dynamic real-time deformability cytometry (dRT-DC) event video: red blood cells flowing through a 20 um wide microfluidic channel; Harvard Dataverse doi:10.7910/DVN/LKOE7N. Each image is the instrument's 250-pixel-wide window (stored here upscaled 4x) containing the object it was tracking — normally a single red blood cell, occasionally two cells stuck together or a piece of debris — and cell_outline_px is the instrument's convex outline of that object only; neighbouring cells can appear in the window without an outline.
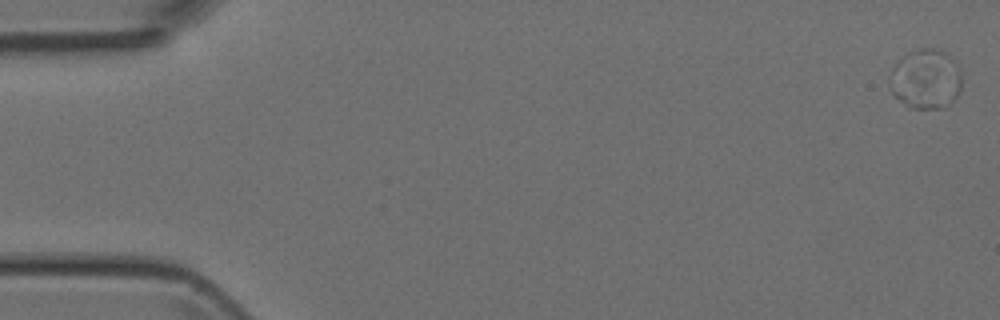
{"species": "Egyptian fruit bat (a non-hibernating species)", "species_latin": "Rousettus aegyptiacus", "temperature_condition": "room temperature", "stored_images_in_passage": 50, "camera_frame_rate_fps": 3000, "um_per_image_px": 0.085, "animal": {"sex": "female"}, "frame": {"image": 1, "passage_image": 1, "time_ms": 0.0, "image_size_px": [1000, 320], "cell_outline_px": [[960, 92], [944, 108], [912, 108], [900, 100], [892, 92], [888, 80], [888, 76], [892, 68], [904, 56], [920, 48], [932, 48], [944, 52], [956, 60], [960, 68]], "centroid_in_image_um": [78.7, 6.71], "position_along_channel_um": 6.3, "area_um2": 24.91}}
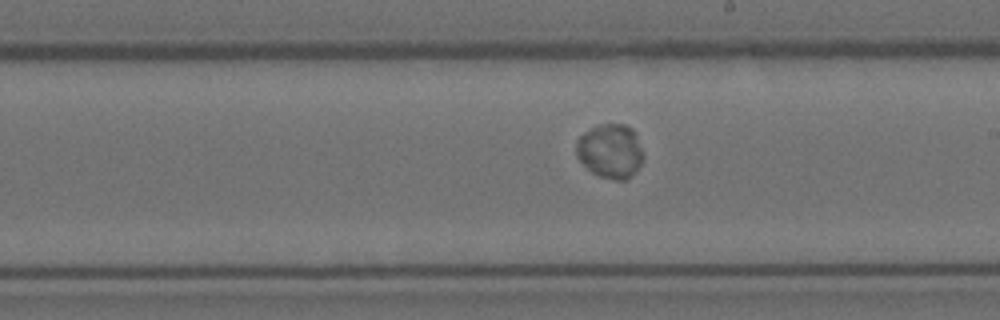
{"frame": {"image": 2, "passage_image": 29, "time_ms": 9.333, "image_size_px": [1000, 320], "cell_outline_px": [[644, 160], [624, 180], [616, 180], [600, 176], [592, 172], [576, 156], [576, 140], [584, 132], [600, 124], [624, 124], [632, 128], [636, 136], [644, 156]], "centroid_in_image_um": [51.85, 12.82], "position_along_channel_um": 237.1, "area_um2": 20.87}}
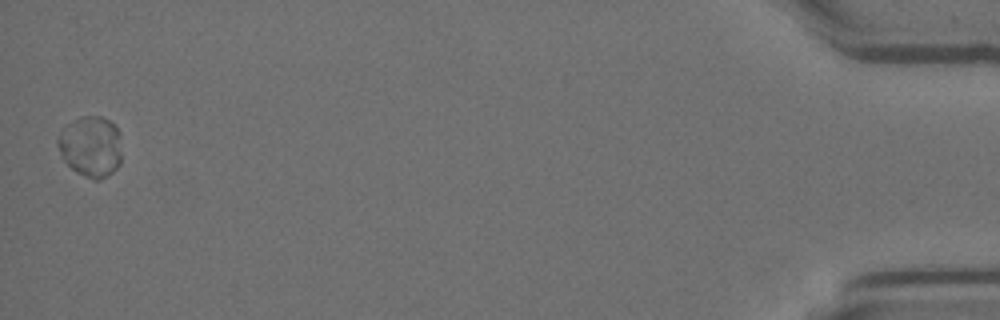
{"frame": {"image": 3, "passage_image": 50, "time_ms": 16.333, "image_size_px": [1000, 320], "cell_outline_px": [[120, 164], [108, 176], [100, 180], [96, 180], [84, 176], [76, 172], [64, 160], [56, 144], [56, 140], [80, 116], [100, 116], [108, 120], [120, 132]], "centroid_in_image_um": [7.75, 12.49], "position_along_channel_um": 427.4, "area_um2": 22.2}}